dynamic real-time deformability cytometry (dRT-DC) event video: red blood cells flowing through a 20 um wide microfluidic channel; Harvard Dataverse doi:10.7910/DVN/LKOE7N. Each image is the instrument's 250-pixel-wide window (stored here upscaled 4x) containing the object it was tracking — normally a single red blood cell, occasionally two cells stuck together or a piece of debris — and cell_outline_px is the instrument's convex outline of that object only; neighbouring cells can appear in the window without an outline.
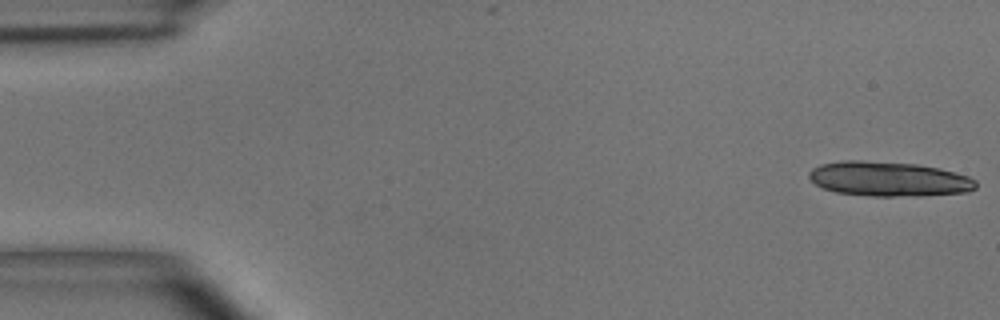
{"species": "common noctule bat (a hibernating species)", "species_latin": "Nyctalus noctula", "temperature_condition": "room temperature", "stored_images_in_passage": 4, "camera_frame_rate_fps": 3000, "um_per_image_px": 0.085, "animal": {"sex": "male", "body_mass_g": 15.6}, "frame": {"image": 1, "passage_image": 1, "time_ms": 0.0, "image_size_px": [1000, 320], "cell_outline_px": [[976, 188], [968, 192], [916, 196], [872, 196], [836, 192], [824, 188], [816, 184], [808, 176], [808, 172], [812, 168], [820, 164], [840, 160], [860, 160], [916, 164], [940, 168], [968, 176], [976, 180]], "centroid_in_image_um": [75.54, 15.21], "position_along_channel_um": 9.5, "area_um2": 33.81}}